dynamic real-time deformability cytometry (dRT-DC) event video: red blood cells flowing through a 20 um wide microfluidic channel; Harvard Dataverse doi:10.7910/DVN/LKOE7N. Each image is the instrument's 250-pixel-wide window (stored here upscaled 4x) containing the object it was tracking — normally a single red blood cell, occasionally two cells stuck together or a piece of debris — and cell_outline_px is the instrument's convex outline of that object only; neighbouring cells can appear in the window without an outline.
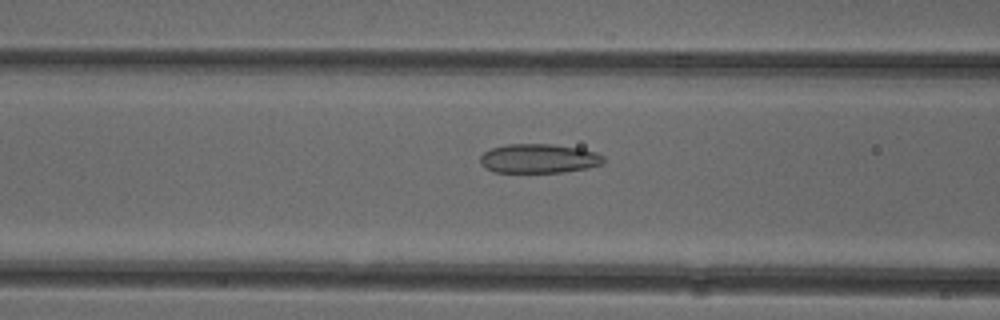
{"species": "common noctule bat (a hibernating species)", "species_latin": "Nyctalus noctula", "temperature_condition": "cold", "stored_images_in_passage": 50, "camera_frame_rate_fps": 3000, "um_per_image_px": 0.085, "animal": {"sex": "female"}, "frame": {"image": 1, "passage_image": 19, "time_ms": 6.0, "image_size_px": [1000, 320], "cell_outline_px": [[604, 164], [588, 168], [564, 172], [492, 172], [484, 168], [480, 164], [480, 156], [484, 152], [492, 148], [508, 144], [552, 144], [580, 148], [596, 152], [604, 156]], "centroid_in_image_um": [45.81, 13.48], "position_along_channel_um": 120.8, "area_um2": 21.21}}
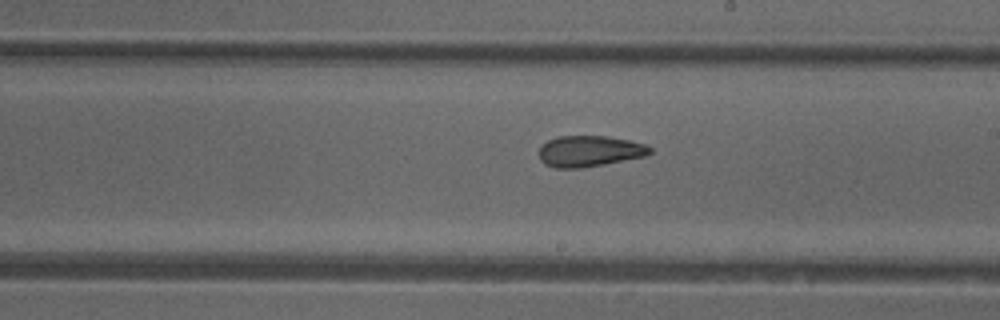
{"frame": {"image": 2, "passage_image": 28, "time_ms": 9.0, "image_size_px": [1000, 320], "cell_outline_px": [[652, 152], [644, 156], [604, 164], [580, 168], [556, 168], [544, 164], [540, 160], [540, 148], [548, 140], [556, 136], [608, 136], [628, 140], [644, 144], [652, 148]], "centroid_in_image_um": [50.09, 12.85], "position_along_channel_um": 238.9, "area_um2": 19.94}}
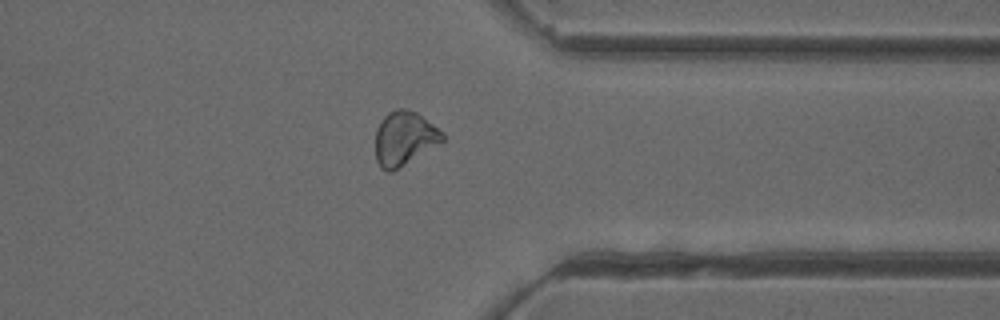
{"frame": {"image": 3, "passage_image": 39, "time_ms": 12.667, "image_size_px": [1000, 320], "cell_outline_px": [[444, 140], [392, 172], [388, 172], [380, 168], [376, 160], [376, 128], [384, 116], [388, 112], [396, 108], [404, 108], [416, 112], [444, 132]], "centroid_in_image_um": [34.34, 11.75], "position_along_channel_um": 377.1, "area_um2": 20.98}, "authors_computed_cell_mechanics": {"area_um2": 21.2415, "velocity_mm_per_s": 3.9251, "shape_relaxation_time_tau1_ms": null, "shape_relaxation_time_tau2_ms": 3.234, "deformation_change_tau1": null, "deformation_change_tau2": 0.0968}}